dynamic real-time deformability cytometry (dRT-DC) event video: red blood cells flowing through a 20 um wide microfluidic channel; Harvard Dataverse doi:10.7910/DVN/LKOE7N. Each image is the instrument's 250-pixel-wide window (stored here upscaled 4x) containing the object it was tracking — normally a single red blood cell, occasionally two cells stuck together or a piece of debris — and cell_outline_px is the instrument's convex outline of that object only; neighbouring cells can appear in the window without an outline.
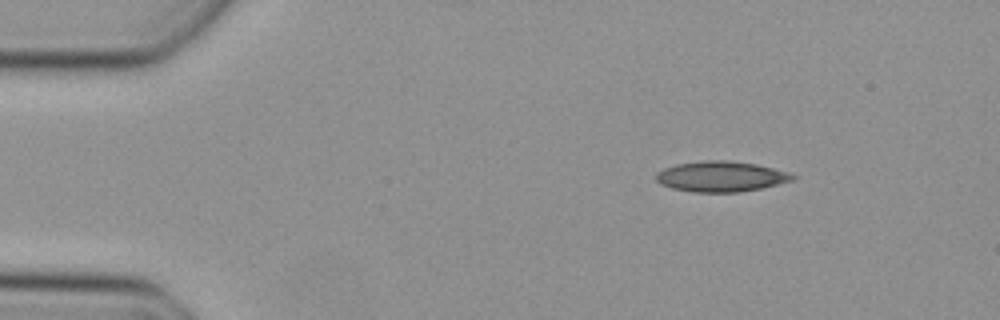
{"species": "Egyptian fruit bat (a non-hibernating species)", "species_latin": "Rousettus aegyptiacus", "temperature_condition": "cold", "stored_images_in_passage": 42, "camera_frame_rate_fps": 3000, "um_per_image_px": 0.085, "animal": {"sex": "female"}, "frame": {"image": 1, "passage_image": 1, "time_ms": 0.0, "image_size_px": [1000, 320], "cell_outline_px": [[796, 176], [792, 180], [760, 188], [740, 192], [692, 192], [672, 188], [660, 184], [656, 180], [656, 172], [664, 168], [676, 164], [704, 160], [728, 160], [756, 164], [788, 172]], "centroid_in_image_um": [61.23, 15.0], "position_along_channel_um": 23.8, "area_um2": 24.16}}
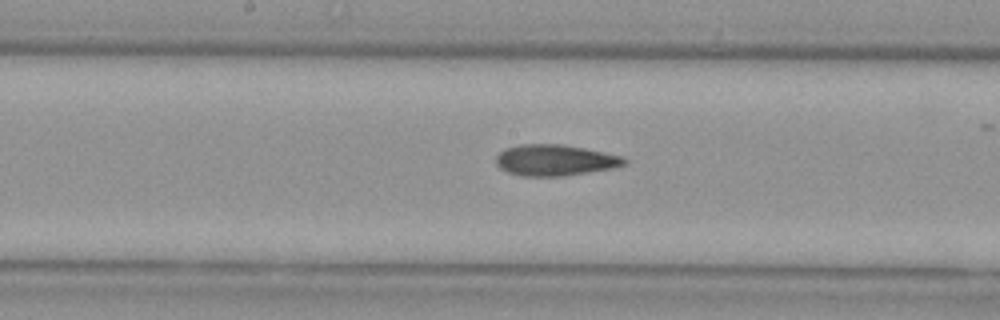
{"frame": {"image": 2, "passage_image": 19, "time_ms": 6.0, "image_size_px": [1000, 320], "cell_outline_px": [[628, 160], [624, 164], [612, 168], [564, 176], [520, 176], [508, 172], [500, 168], [496, 164], [496, 156], [504, 148], [520, 144], [560, 144], [584, 148], [620, 156]], "centroid_in_image_um": [47.12, 13.61], "position_along_channel_um": 201.1, "area_um2": 23.12}}
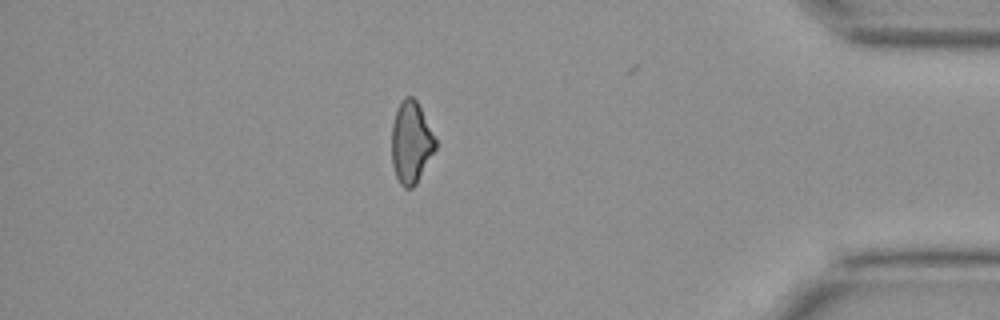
{"frame": {"image": 3, "passage_image": 36, "time_ms": 11.667, "image_size_px": [1000, 320], "cell_outline_px": [[436, 148], [416, 184], [412, 188], [404, 188], [400, 184], [396, 176], [392, 164], [392, 124], [400, 100], [404, 96], [412, 96], [416, 100], [436, 140]], "centroid_in_image_um": [34.92, 12.11], "position_along_channel_um": 400.3, "area_um2": 20.69}}